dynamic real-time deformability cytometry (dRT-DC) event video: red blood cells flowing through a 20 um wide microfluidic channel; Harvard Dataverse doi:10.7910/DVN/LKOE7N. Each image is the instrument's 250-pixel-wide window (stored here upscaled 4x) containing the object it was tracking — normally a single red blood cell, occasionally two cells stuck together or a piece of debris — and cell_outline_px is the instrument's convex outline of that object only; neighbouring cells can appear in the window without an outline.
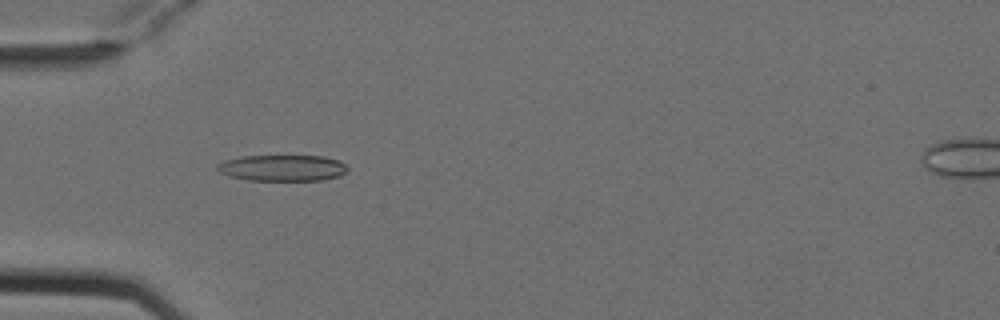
{"species": "Egyptian fruit bat (a non-hibernating species)", "species_latin": "Rousettus aegyptiacus", "temperature_condition": "cold", "stored_images_in_passage": 7, "camera_frame_rate_fps": 3000, "um_per_image_px": 0.085, "animal": {"sex": "female"}, "frame": {"image": 1, "passage_image": 4, "time_ms": 1.0, "image_size_px": [1000, 320], "cell_outline_px": [[348, 172], [340, 176], [324, 180], [248, 180], [228, 176], [220, 172], [216, 168], [216, 164], [224, 160], [244, 156], [324, 156], [340, 160], [348, 168]], "centroid_in_image_um": [24.03, 14.27], "position_along_channel_um": 61.0, "area_um2": 20.06}}
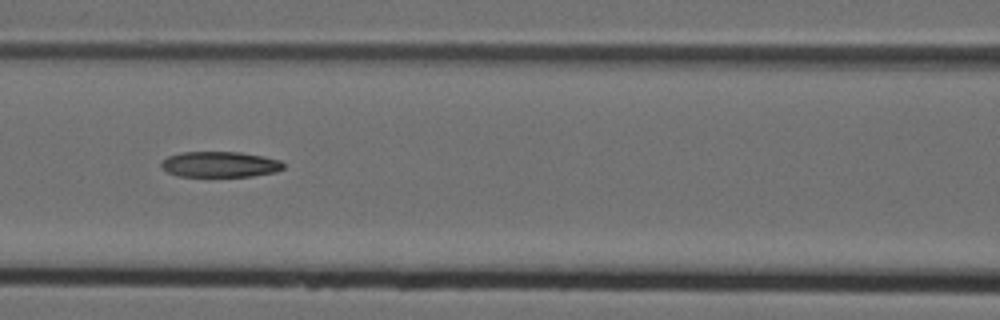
{"frame": {"image": 2, "passage_image": 6, "time_ms": 1.667, "image_size_px": [1000, 320], "cell_outline_px": [[284, 168], [276, 172], [252, 176], [176, 176], [160, 168], [160, 164], [168, 156], [180, 152], [240, 152], [264, 156], [280, 160], [284, 164]], "centroid_in_image_um": [18.69, 13.97], "position_along_channel_um": 147.9, "area_um2": 18.38}}
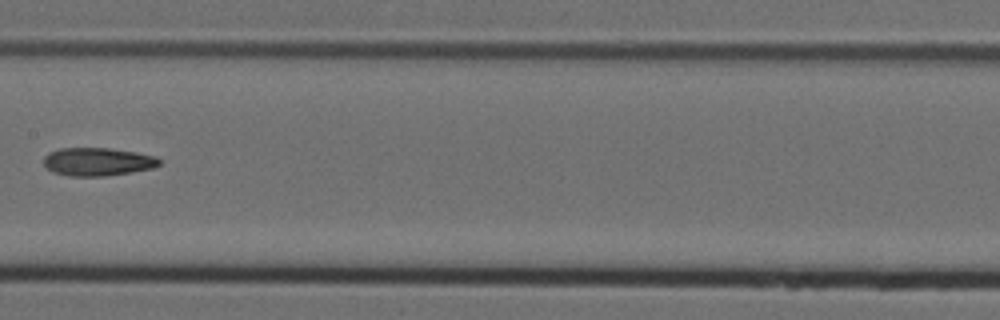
{"frame": {"image": 3, "passage_image": 7, "time_ms": 2.0, "image_size_px": [1000, 320], "cell_outline_px": [[160, 164], [152, 168], [132, 172], [104, 176], [68, 176], [52, 172], [44, 164], [44, 156], [48, 152], [60, 148], [108, 148], [136, 152], [156, 156], [160, 160]], "centroid_in_image_um": [8.28, 13.74], "position_along_channel_um": 199.1, "area_um2": 19.02}}